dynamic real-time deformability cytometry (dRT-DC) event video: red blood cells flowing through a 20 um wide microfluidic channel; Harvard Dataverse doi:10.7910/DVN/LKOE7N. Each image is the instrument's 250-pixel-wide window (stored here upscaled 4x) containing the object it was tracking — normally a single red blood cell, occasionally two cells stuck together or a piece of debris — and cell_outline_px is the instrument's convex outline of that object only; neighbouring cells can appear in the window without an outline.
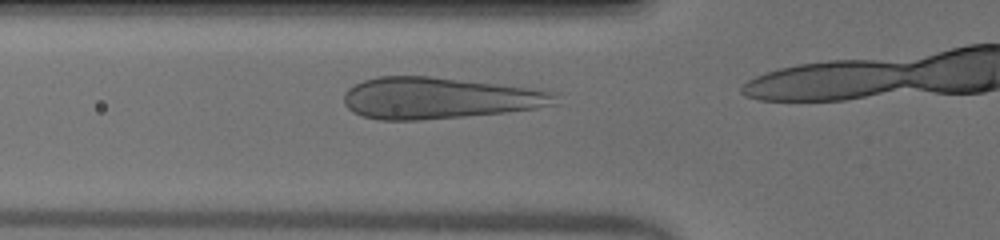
{"species": "human", "species_latin": "Homo sapiens", "temperature_condition": "warm", "stored_images_in_passage": 10, "camera_frame_rate_fps": 3000, "um_per_image_px": 0.085, "donor": {"sex": "male"}, "frame": {"image": 1, "passage_image": 6, "time_ms": 1.667, "image_size_px": [1000, 240], "cell_outline_px": [[560, 104], [536, 108], [504, 112], [464, 116], [420, 120], [380, 120], [360, 116], [352, 112], [344, 104], [344, 92], [348, 88], [364, 80], [376, 76], [428, 76], [496, 84], [560, 92]], "centroid_in_image_um": [37.33, 8.34], "position_along_channel_um": 88.5, "area_um2": 51.21}}
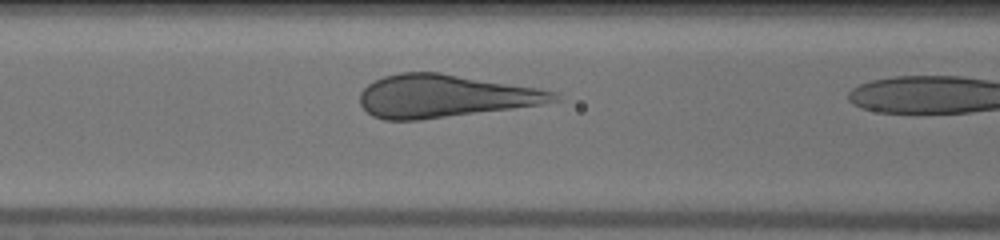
{"frame": {"image": 2, "passage_image": 9, "time_ms": 2.667, "image_size_px": [1000, 240], "cell_outline_px": [[564, 100], [540, 104], [512, 108], [420, 120], [384, 120], [372, 116], [360, 104], [360, 92], [368, 84], [384, 76], [400, 72], [440, 72], [540, 88], [556, 92]], "centroid_in_image_um": [37.82, 8.16], "position_along_channel_um": 128.8, "area_um2": 48.44}}